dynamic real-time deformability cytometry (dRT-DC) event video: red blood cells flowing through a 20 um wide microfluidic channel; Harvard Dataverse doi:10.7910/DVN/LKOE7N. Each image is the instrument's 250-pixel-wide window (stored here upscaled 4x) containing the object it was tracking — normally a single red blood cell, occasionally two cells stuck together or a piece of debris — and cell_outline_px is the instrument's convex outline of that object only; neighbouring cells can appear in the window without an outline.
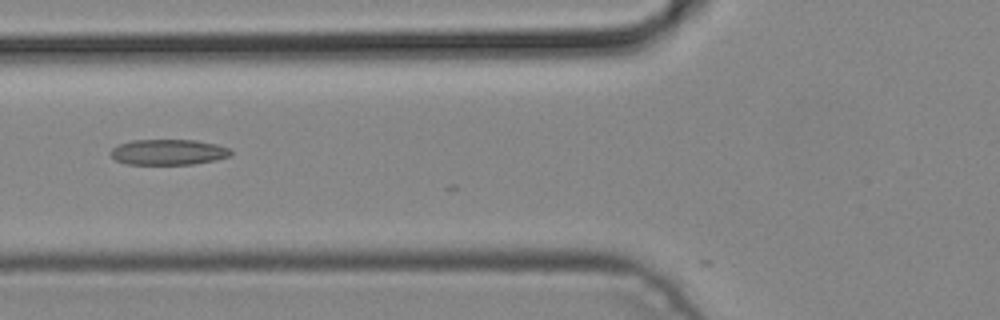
{"species": "common noctule bat (a hibernating species)", "species_latin": "Nyctalus noctula", "temperature_condition": "cold", "stored_images_in_passage": 5, "camera_frame_rate_fps": 3000, "um_per_image_px": 0.085, "animal": {"sex": "male", "body_mass_g": 19.2, "forearm_length_mm": 51.8}, "frame": {"image": 1, "passage_image": 4, "time_ms": 1.0, "image_size_px": [1000, 320], "cell_outline_px": [[232, 156], [216, 160], [192, 164], [124, 164], [116, 160], [112, 156], [112, 148], [120, 144], [132, 140], [196, 140], [216, 144], [228, 148], [232, 152]], "centroid_in_image_um": [14.34, 12.93], "position_along_channel_um": 111.5, "area_um2": 17.86}}